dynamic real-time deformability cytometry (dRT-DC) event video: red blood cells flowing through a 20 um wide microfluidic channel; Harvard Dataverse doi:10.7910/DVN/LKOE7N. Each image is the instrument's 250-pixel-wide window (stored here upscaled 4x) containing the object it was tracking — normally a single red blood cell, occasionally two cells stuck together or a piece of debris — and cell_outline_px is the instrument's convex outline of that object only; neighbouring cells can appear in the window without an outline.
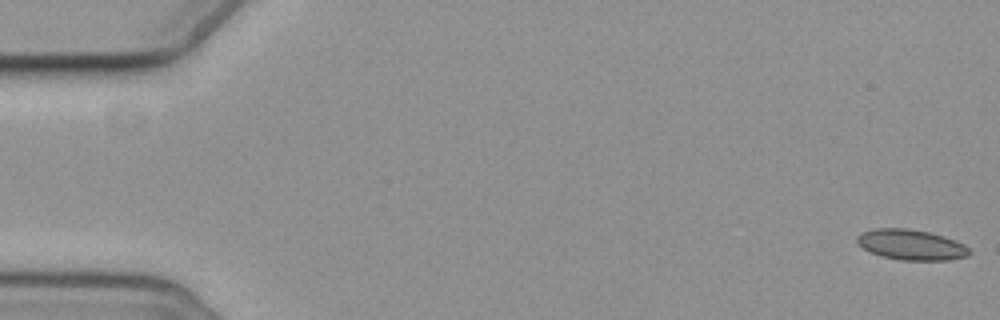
{"species": "common noctule bat (a hibernating species)", "species_latin": "Nyctalus noctula", "temperature_condition": "cold", "stored_images_in_passage": 4, "camera_frame_rate_fps": 3000, "um_per_image_px": 0.085, "animal": {"sex": "female", "body_mass_g": 19.3, "forearm_length_mm": 54.1}, "frame": {"image": 1, "passage_image": 1, "time_ms": 0.0, "image_size_px": [1000, 320], "cell_outline_px": [[972, 252], [968, 256], [948, 260], [900, 260], [880, 256], [856, 244], [856, 236], [864, 232], [876, 228], [908, 228], [928, 232], [964, 244]], "centroid_in_image_um": [77.42, 20.81], "position_along_channel_um": 7.6, "area_um2": 19.77}}
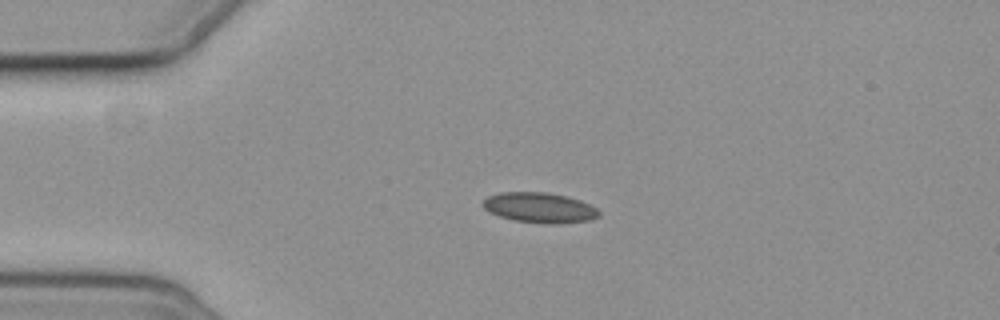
{"frame": {"image": 2, "passage_image": 3, "time_ms": 4.333, "image_size_px": [1000, 320], "cell_outline_px": [[600, 216], [588, 220], [560, 224], [548, 224], [512, 220], [488, 212], [484, 208], [484, 200], [488, 196], [500, 192], [548, 192], [580, 200], [596, 208], [600, 212]], "centroid_in_image_um": [45.86, 17.66], "position_along_channel_um": 39.1, "area_um2": 20.4}}